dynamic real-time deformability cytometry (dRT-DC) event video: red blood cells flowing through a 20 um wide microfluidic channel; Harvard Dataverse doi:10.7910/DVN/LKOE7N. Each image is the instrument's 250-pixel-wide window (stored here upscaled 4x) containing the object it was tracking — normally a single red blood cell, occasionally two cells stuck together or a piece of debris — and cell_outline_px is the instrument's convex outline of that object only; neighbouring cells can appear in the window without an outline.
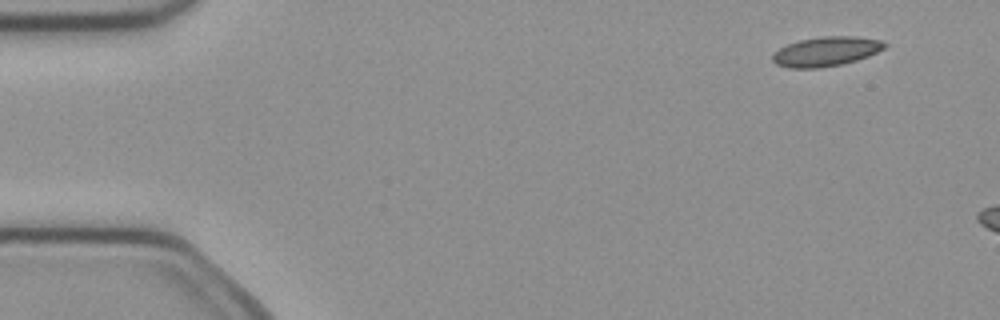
{"species": "common noctule bat (a hibernating species)", "species_latin": "Nyctalus noctula", "temperature_condition": "cold", "stored_images_in_passage": 4, "camera_frame_rate_fps": 3000, "um_per_image_px": 0.085, "animal": {"sex": "female", "body_mass_g": 21.9}, "frame": {"image": 1, "passage_image": 1, "time_ms": 0.0, "image_size_px": [1000, 320], "cell_outline_px": [[888, 44], [884, 48], [868, 56], [856, 60], [840, 64], [820, 68], [788, 68], [776, 64], [772, 60], [772, 52], [788, 44], [800, 40], [824, 36], [856, 36], [880, 40]], "centroid_in_image_um": [70.19, 4.37], "position_along_channel_um": 14.8, "area_um2": 19.19}}